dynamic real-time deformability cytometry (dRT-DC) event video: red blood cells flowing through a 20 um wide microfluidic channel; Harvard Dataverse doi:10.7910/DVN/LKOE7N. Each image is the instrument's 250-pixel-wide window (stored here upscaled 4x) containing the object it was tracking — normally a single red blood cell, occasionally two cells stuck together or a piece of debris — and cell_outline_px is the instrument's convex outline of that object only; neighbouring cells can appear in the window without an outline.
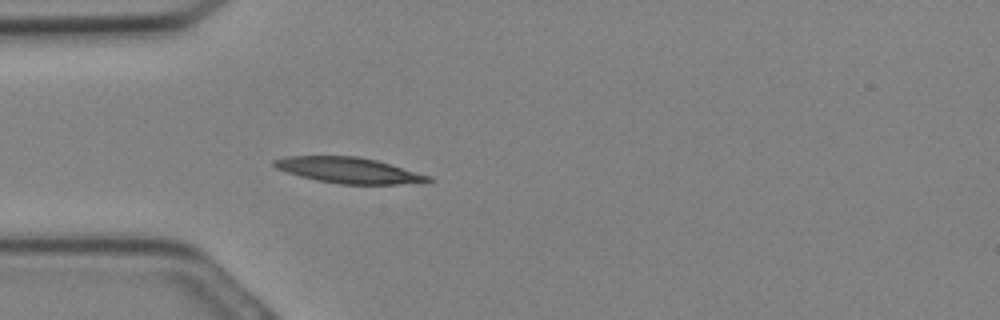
{"species": "Egyptian fruit bat (a non-hibernating species)", "species_latin": "Rousettus aegyptiacus", "temperature_condition": "cold", "stored_images_in_passage": 16, "camera_frame_rate_fps": 3000, "um_per_image_px": 0.085, "animal": {"sex": "female"}, "frame": {"image": 1, "passage_image": 8, "time_ms": 2.333, "image_size_px": [1000, 320], "cell_outline_px": [[436, 180], [428, 184], [340, 184], [316, 180], [300, 176], [276, 168], [272, 164], [272, 160], [284, 156], [360, 156], [376, 160], [432, 176]], "centroid_in_image_um": [29.73, 14.48], "position_along_channel_um": 55.3, "area_um2": 23.52}}
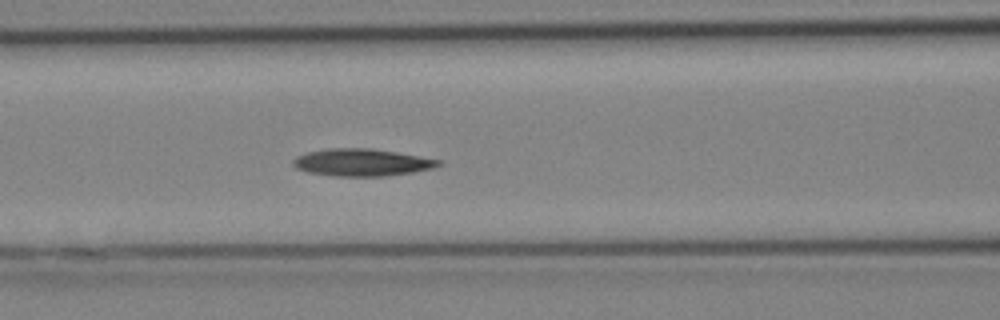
{"frame": {"image": 2, "passage_image": 12, "time_ms": 3.667, "image_size_px": [1000, 320], "cell_outline_px": [[444, 164], [432, 168], [412, 172], [384, 176], [336, 176], [308, 172], [296, 168], [292, 164], [292, 160], [296, 156], [308, 152], [328, 148], [372, 148], [396, 152], [440, 160]], "centroid_in_image_um": [30.73, 13.8], "position_along_channel_um": 135.9, "area_um2": 23.0}}
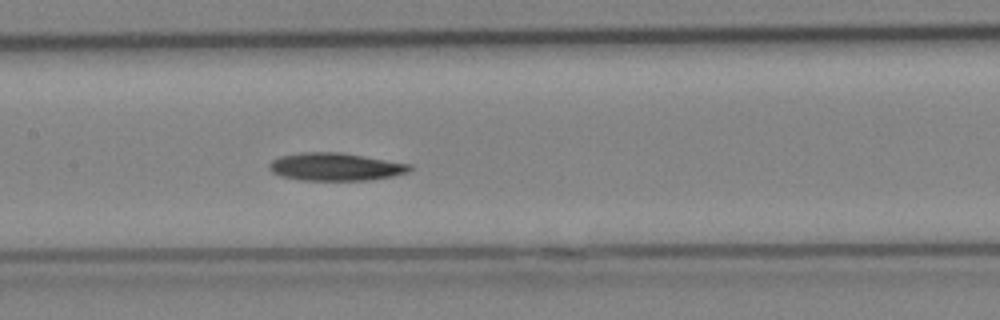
{"frame": {"image": 3, "passage_image": 14, "time_ms": 4.333, "image_size_px": [1000, 320], "cell_outline_px": [[412, 168], [408, 172], [392, 176], [364, 180], [300, 180], [280, 176], [272, 172], [268, 168], [268, 164], [272, 160], [280, 156], [300, 152], [340, 152], [412, 164]], "centroid_in_image_um": [28.48, 14.17], "position_along_channel_um": 178.9, "area_um2": 22.77}}